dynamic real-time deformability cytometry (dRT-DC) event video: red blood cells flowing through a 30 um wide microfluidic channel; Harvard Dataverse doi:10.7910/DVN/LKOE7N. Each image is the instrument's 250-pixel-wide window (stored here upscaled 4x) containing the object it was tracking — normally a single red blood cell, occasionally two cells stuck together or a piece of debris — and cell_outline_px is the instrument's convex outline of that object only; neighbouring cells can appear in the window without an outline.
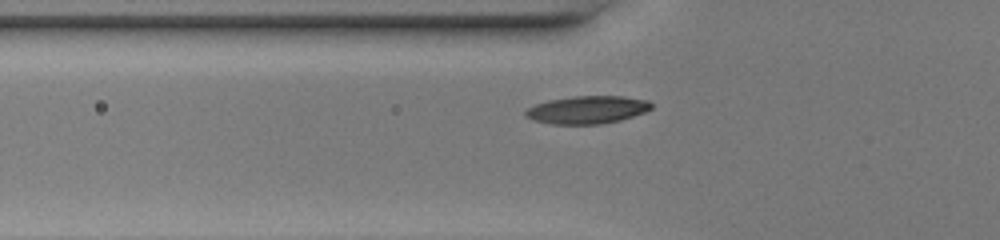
{"species": "common noctule bat (a hibernating species)", "species_latin": "Nyctalus noctula", "temperature_condition": "warm", "stored_images_in_passage": 36, "camera_frame_rate_fps": 3000, "um_per_image_px": 0.085, "animal": {"sex": "female", "body_mass_g": 20.0, "forearm_length_mm": 54.0}, "frame": {"image": 1, "passage_image": 8, "time_ms": 2.333, "image_size_px": [1000, 240], "cell_outline_px": [[652, 108], [644, 112], [620, 120], [600, 124], [552, 124], [532, 120], [524, 116], [524, 112], [528, 108], [536, 104], [548, 100], [572, 96], [624, 96], [648, 100], [652, 104]], "centroid_in_image_um": [49.89, 9.33], "position_along_channel_um": 75.9, "area_um2": 20.4}}
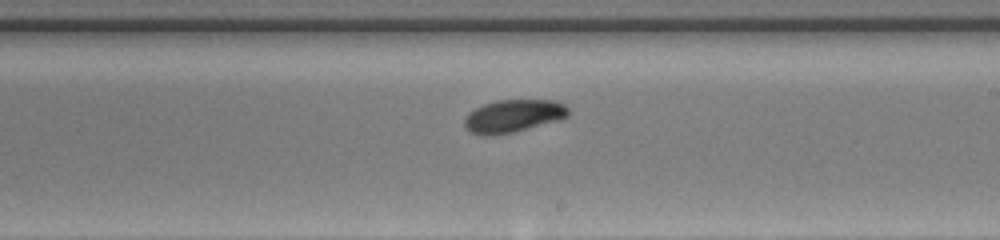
{"frame": {"image": 2, "passage_image": 20, "time_ms": 6.333, "image_size_px": [1000, 240], "cell_outline_px": [[568, 116], [560, 120], [512, 132], [492, 136], [484, 136], [468, 132], [464, 128], [464, 120], [468, 112], [484, 104], [496, 100], [552, 100], [564, 104], [568, 108]], "centroid_in_image_um": [43.59, 9.87], "position_along_channel_um": 245.4, "area_um2": 19.94}}
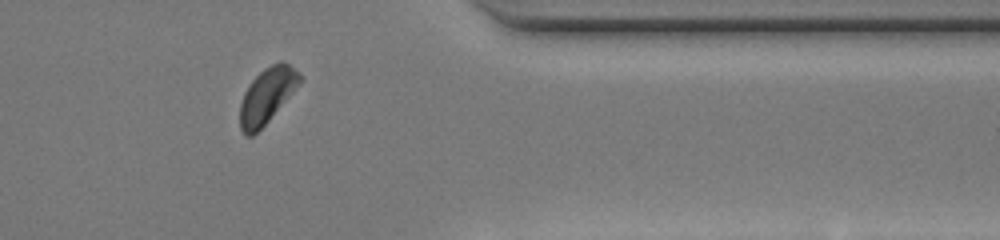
{"frame": {"image": 3, "passage_image": 31, "time_ms": 10.0, "image_size_px": [1000, 240], "cell_outline_px": [[300, 80], [292, 92], [268, 120], [252, 136], [244, 136], [240, 128], [240, 104], [244, 92], [252, 80], [264, 68], [280, 60], [288, 64], [300, 72]], "centroid_in_image_um": [22.65, 8.12], "position_along_channel_um": 388.7, "area_um2": 18.73}, "authors_computed_cell_mechanics": {"area_um2": 19.2474, "velocity_mm_per_s": 4.2485, "shape_relaxation_time_tau1_ms": 2.0667, "shape_relaxation_time_tau2_ms": 3.8653, "deformation_change_tau1": 0.0883, "deformation_change_tau2": 0.0754}}